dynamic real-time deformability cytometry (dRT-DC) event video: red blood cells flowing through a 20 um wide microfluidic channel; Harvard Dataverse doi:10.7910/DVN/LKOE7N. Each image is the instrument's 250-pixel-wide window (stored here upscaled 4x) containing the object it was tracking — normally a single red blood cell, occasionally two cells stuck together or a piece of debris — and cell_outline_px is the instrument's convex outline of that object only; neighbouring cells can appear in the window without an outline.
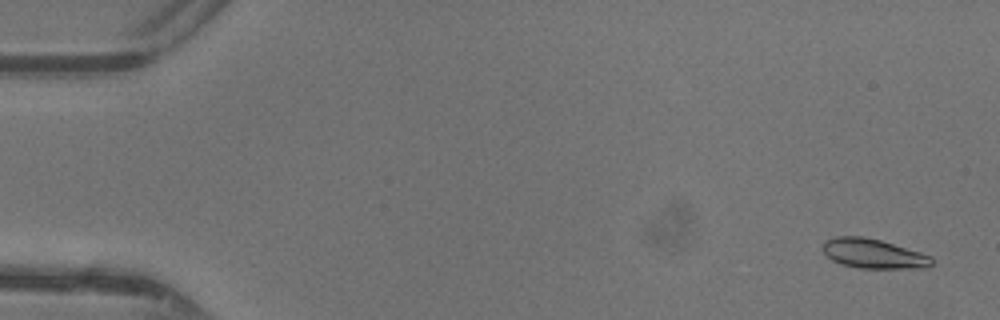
{"species": "common noctule bat (a hibernating species)", "species_latin": "Nyctalus noctula", "temperature_condition": "warm", "stored_images_in_passage": 48, "camera_frame_rate_fps": 3000, "um_per_image_px": 0.085, "animal": {"sex": "female"}, "frame": {"image": 1, "passage_image": 3, "time_ms": 0.667, "image_size_px": [1000, 320], "cell_outline_px": [[932, 264], [928, 268], [860, 268], [840, 264], [832, 260], [824, 252], [824, 244], [828, 240], [836, 236], [864, 236], [880, 240], [920, 252], [932, 256]], "centroid_in_image_um": [74.27, 21.57], "position_along_channel_um": 10.7, "area_um2": 18.61}}
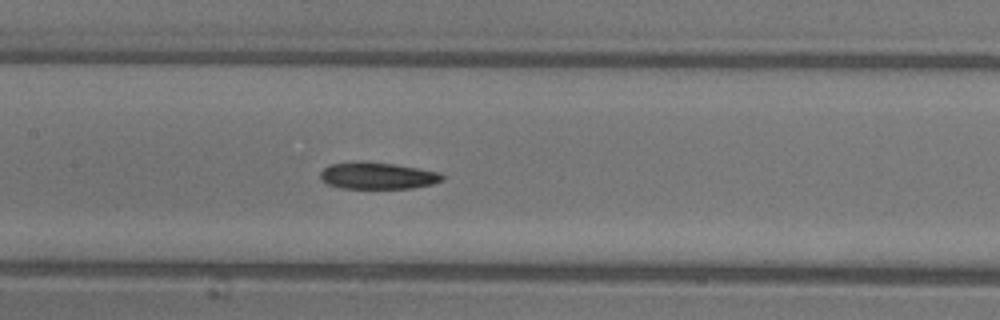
{"frame": {"image": 2, "passage_image": 24, "time_ms": 7.667, "image_size_px": [1000, 320], "cell_outline_px": [[444, 180], [432, 184], [412, 188], [340, 188], [328, 184], [320, 180], [320, 172], [328, 164], [356, 160], [364, 160], [392, 164], [440, 172], [444, 176]], "centroid_in_image_um": [32.04, 14.92], "position_along_channel_um": 175.4, "area_um2": 19.31}}
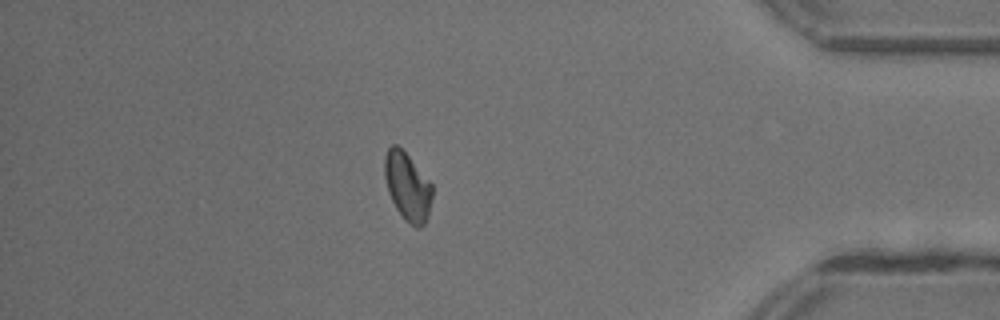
{"frame": {"image": 3, "passage_image": 42, "time_ms": 13.667, "image_size_px": [1000, 320], "cell_outline_px": [[432, 196], [428, 216], [424, 224], [420, 228], [416, 228], [404, 220], [396, 208], [388, 192], [384, 176], [384, 156], [388, 148], [392, 144], [396, 144], [408, 156], [432, 184]], "centroid_in_image_um": [34.62, 15.87], "position_along_channel_um": 400.6, "area_um2": 18.84}, "authors_computed_cell_mechanics": {"area_um2": 19.0451, "velocity_mm_per_s": 4.3978, "shape_relaxation_time_tau1_ms": 4.3977, "shape_relaxation_time_tau2_ms": null, "deformation_change_tau1": 0.1246, "deformation_change_tau2": null}}